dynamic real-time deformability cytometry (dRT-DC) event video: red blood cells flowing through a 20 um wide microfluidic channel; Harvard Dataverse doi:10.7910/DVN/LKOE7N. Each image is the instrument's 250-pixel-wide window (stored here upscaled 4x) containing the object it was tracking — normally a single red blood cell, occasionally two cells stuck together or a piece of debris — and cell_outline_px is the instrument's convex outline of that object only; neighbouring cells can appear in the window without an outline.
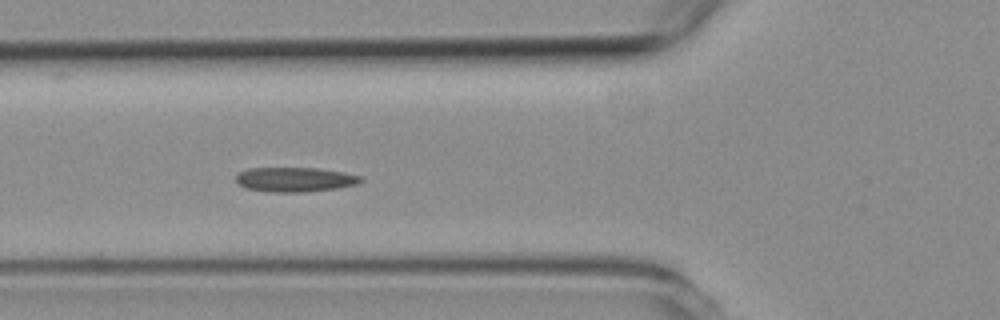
{"species": "common noctule bat (a hibernating species)", "species_latin": "Nyctalus noctula", "temperature_condition": "room temperature", "stored_images_in_passage": 6, "camera_frame_rate_fps": 3000, "um_per_image_px": 0.085, "animal": {"sex": "female", "body_mass_g": 19.3, "forearm_length_mm": 54.1}, "frame": {"image": 1, "passage_image": 4, "time_ms": 3.333, "image_size_px": [1000, 320], "cell_outline_px": [[364, 180], [356, 184], [336, 188], [304, 192], [272, 192], [244, 188], [236, 180], [236, 172], [248, 168], [316, 168], [344, 172], [360, 176]], "centroid_in_image_um": [25.03, 15.25], "position_along_channel_um": 100.8, "area_um2": 17.86}}
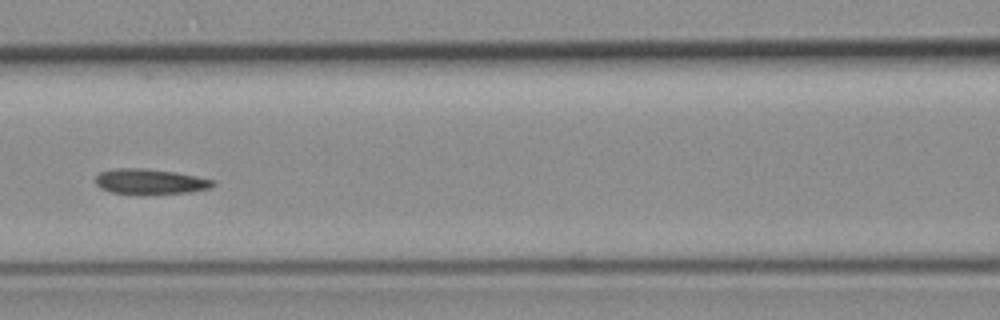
{"frame": {"image": 2, "passage_image": 5, "time_ms": 4.667, "image_size_px": [1000, 320], "cell_outline_px": [[216, 184], [212, 188], [188, 192], [112, 192], [100, 188], [96, 184], [96, 176], [100, 172], [116, 168], [144, 168], [176, 172], [216, 180]], "centroid_in_image_um": [12.8, 15.39], "position_along_channel_um": 153.8, "area_um2": 16.76}}
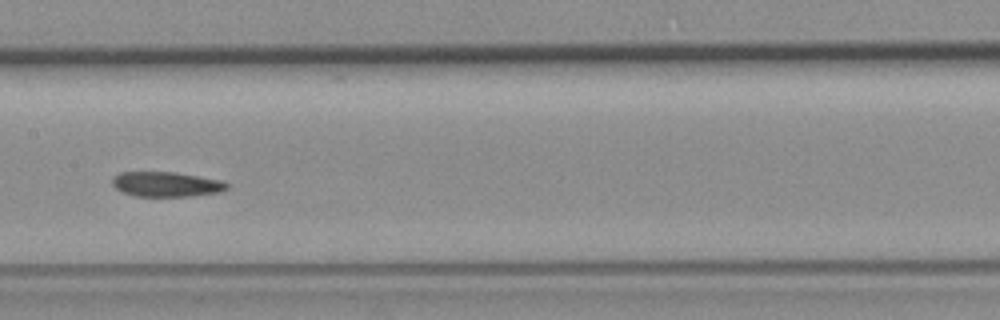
{"frame": {"image": 3, "passage_image": 6, "time_ms": 5.667, "image_size_px": [1000, 320], "cell_outline_px": [[228, 188], [220, 192], [192, 196], [136, 196], [124, 192], [116, 188], [112, 184], [112, 176], [120, 172], [176, 172], [224, 180], [228, 184]], "centroid_in_image_um": [14.16, 15.65], "position_along_channel_um": 193.2, "area_um2": 16.76}}